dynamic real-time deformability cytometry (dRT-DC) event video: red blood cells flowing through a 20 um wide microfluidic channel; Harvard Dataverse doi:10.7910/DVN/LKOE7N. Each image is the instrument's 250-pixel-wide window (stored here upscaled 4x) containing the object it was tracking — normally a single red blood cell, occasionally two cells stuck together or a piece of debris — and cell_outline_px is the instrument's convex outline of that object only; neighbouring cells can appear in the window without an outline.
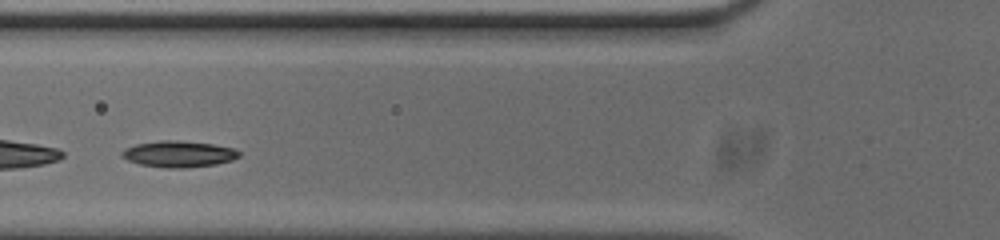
{"species": "common noctule bat (a hibernating species)", "species_latin": "Nyctalus noctula", "temperature_condition": "cold", "stored_images_in_passage": 33, "camera_frame_rate_fps": 3000, "um_per_image_px": 0.085, "animal": {"sex": "male", "body_mass_g": 20.0, "forearm_length_mm": 53.3}, "frame": {"image": 1, "passage_image": 10, "time_ms": 3.0, "image_size_px": [1000, 240], "cell_outline_px": [[240, 156], [232, 160], [216, 164], [184, 168], [168, 168], [140, 164], [128, 160], [120, 156], [120, 152], [124, 148], [136, 144], [160, 140], [176, 140], [212, 144], [232, 148], [240, 152]], "centroid_in_image_um": [15.15, 13.09], "position_along_channel_um": 110.6, "area_um2": 17.92}, "authors_computed_cell_mechanics": {"area_um2": 16.9932, "velocity_mm_per_s": 3.7099, "shape_relaxation_time_tau1_ms": 2.9679, "shape_relaxation_time_tau2_ms": null, "deformation_change_tau1": 0.1056, "deformation_change_tau2": null}}